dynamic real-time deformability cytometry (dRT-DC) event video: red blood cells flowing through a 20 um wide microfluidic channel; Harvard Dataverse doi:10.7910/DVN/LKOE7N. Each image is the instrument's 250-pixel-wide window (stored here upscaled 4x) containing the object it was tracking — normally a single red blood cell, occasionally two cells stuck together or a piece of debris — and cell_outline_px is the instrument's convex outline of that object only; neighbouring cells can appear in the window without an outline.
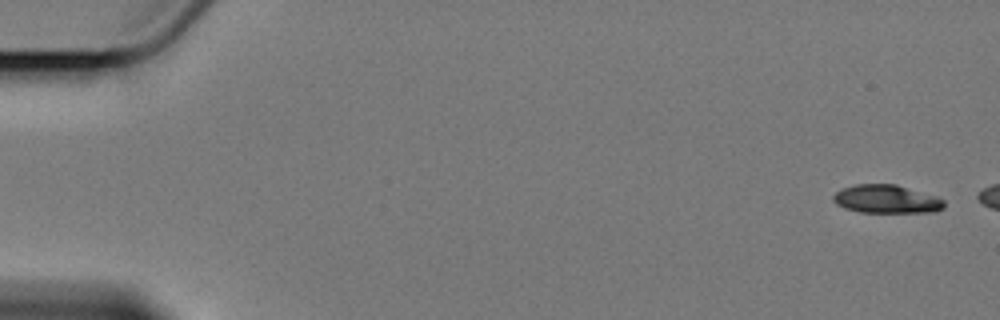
{"species": "Egyptian fruit bat (a non-hibernating species)", "species_latin": "Rousettus aegyptiacus", "temperature_condition": "cold", "stored_images_in_passage": 3, "camera_frame_rate_fps": 3000, "um_per_image_px": 0.085, "animal": {"sex": "female"}, "frame": {"image": 1, "passage_image": 1, "time_ms": 0.0, "image_size_px": [1000, 320], "cell_outline_px": [[944, 208], [936, 212], [860, 212], [844, 208], [836, 204], [832, 200], [832, 196], [836, 192], [844, 188], [856, 184], [896, 184], [936, 196], [944, 200]], "centroid_in_image_um": [75.35, 16.93], "position_along_channel_um": 9.6, "area_um2": 18.32}}